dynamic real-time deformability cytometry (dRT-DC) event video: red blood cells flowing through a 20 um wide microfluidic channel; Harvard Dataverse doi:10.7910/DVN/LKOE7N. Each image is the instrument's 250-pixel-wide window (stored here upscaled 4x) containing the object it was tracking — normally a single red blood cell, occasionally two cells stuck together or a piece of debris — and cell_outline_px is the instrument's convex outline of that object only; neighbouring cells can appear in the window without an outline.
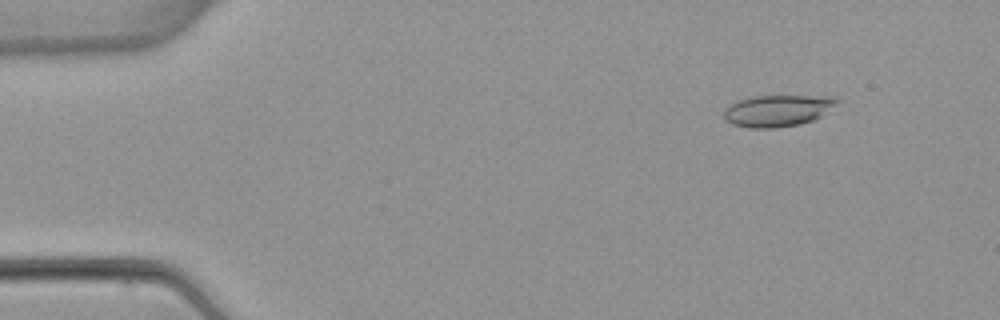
{"species": "common noctule bat (a hibernating species)", "species_latin": "Nyctalus noctula", "temperature_condition": "warm", "stored_images_in_passage": 4, "camera_frame_rate_fps": 3000, "um_per_image_px": 0.085, "animal": {"sex": "female", "body_mass_g": 22.7, "forearm_length_mm": 54.2}, "frame": {"image": 1, "passage_image": 2, "time_ms": 1.0, "image_size_px": [1000, 320], "cell_outline_px": [[840, 100], [836, 104], [820, 116], [812, 120], [800, 124], [772, 128], [748, 128], [732, 124], [724, 120], [724, 108], [740, 100], [752, 96], [836, 96]], "centroid_in_image_um": [66.08, 9.4], "position_along_channel_um": 18.9, "area_um2": 20.75}}
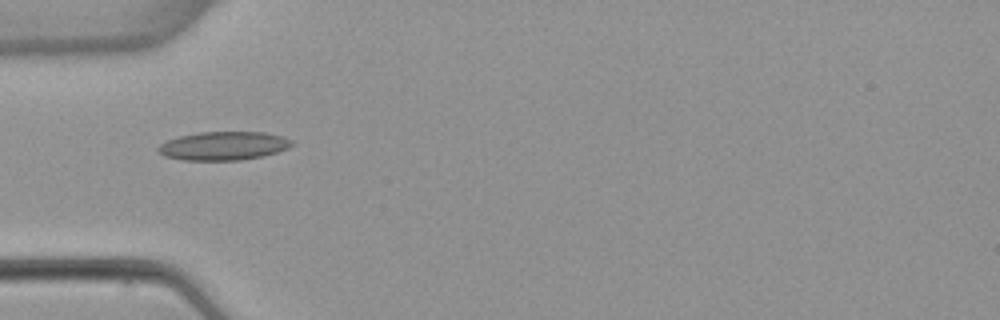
{"frame": {"image": 2, "passage_image": 3, "time_ms": 4.667, "image_size_px": [1000, 320], "cell_outline_px": [[296, 144], [288, 148], [264, 156], [240, 160], [184, 160], [164, 156], [156, 148], [160, 144], [168, 140], [180, 136], [200, 132], [264, 132], [284, 136], [292, 140]], "centroid_in_image_um": [19.05, 12.39], "position_along_channel_um": 66.0, "area_um2": 22.31}}
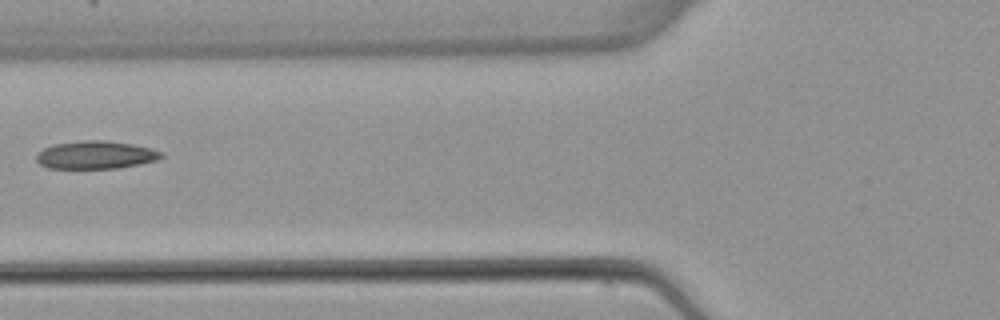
{"frame": {"image": 3, "passage_image": 4, "time_ms": 6.0, "image_size_px": [1000, 320], "cell_outline_px": [[164, 156], [156, 160], [140, 164], [116, 168], [48, 168], [40, 164], [36, 160], [36, 156], [44, 148], [52, 144], [84, 140], [104, 140], [132, 144], [152, 148], [164, 152]], "centroid_in_image_um": [8.16, 13.16], "position_along_channel_um": 117.6, "area_um2": 20.35}}